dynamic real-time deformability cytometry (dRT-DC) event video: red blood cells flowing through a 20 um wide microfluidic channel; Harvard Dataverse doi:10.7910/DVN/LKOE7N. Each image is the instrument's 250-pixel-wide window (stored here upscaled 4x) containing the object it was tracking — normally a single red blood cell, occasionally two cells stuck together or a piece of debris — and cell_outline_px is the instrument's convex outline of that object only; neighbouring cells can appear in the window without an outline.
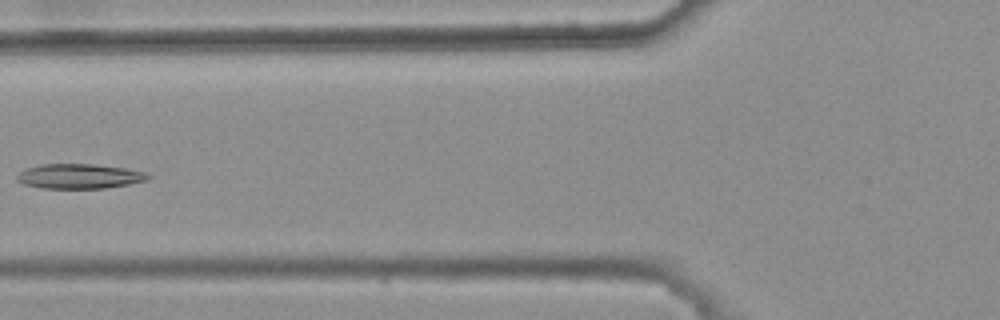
{"species": "common noctule bat (a hibernating species)", "species_latin": "Nyctalus noctula", "temperature_condition": "warm", "stored_images_in_passage": 5, "camera_frame_rate_fps": 3000, "um_per_image_px": 0.085, "animal": {"sex": "female", "body_mass_g": 25.1}, "frame": {"image": 1, "passage_image": 4, "time_ms": 1.0, "image_size_px": [1000, 320], "cell_outline_px": [[152, 176], [148, 180], [128, 184], [104, 188], [44, 188], [24, 184], [16, 180], [16, 176], [20, 172], [28, 168], [40, 164], [92, 164], [124, 168], [144, 172]], "centroid_in_image_um": [6.74, 14.98], "position_along_channel_um": 119.1, "area_um2": 18.73}}
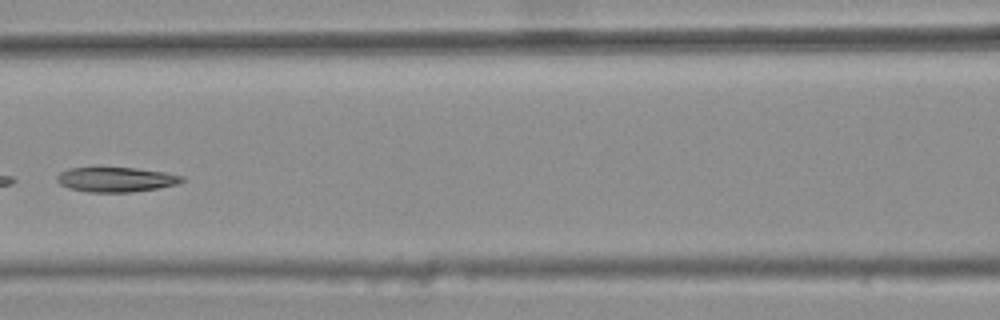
{"frame": {"image": 2, "passage_image": 5, "time_ms": 1.333, "image_size_px": [1000, 320], "cell_outline_px": [[184, 180], [176, 184], [160, 188], [132, 192], [88, 192], [68, 188], [60, 184], [56, 180], [56, 176], [60, 172], [68, 168], [136, 168], [164, 172], [184, 176]], "centroid_in_image_um": [9.85, 15.26], "position_along_channel_um": 156.8, "area_um2": 18.03}}